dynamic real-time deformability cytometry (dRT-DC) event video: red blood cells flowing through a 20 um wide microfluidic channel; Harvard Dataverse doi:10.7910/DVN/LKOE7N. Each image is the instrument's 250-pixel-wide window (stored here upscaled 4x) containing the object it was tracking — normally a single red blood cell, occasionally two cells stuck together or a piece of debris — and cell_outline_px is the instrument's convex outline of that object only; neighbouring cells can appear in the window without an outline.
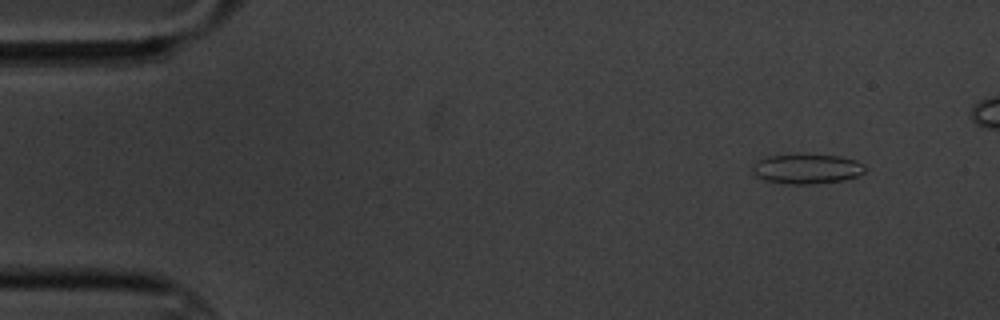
{"species": "common noctule bat (a hibernating species)", "species_latin": "Nyctalus noctula", "temperature_condition": "cold", "stored_images_in_passage": 5, "camera_frame_rate_fps": 3000, "um_per_image_px": 0.085, "animal": {"sex": "male", "body_mass_g": 20.1, "forearm_length_mm": 53.5}, "frame": {"image": 1, "passage_image": 1, "time_ms": 0.0, "image_size_px": [1000, 320], "cell_outline_px": [[868, 168], [864, 172], [856, 176], [844, 180], [816, 184], [784, 184], [764, 180], [756, 176], [752, 172], [752, 168], [756, 160], [764, 156], [840, 156], [856, 160], [864, 164]], "centroid_in_image_um": [68.58, 14.38], "position_along_channel_um": 16.4, "area_um2": 19.42}}